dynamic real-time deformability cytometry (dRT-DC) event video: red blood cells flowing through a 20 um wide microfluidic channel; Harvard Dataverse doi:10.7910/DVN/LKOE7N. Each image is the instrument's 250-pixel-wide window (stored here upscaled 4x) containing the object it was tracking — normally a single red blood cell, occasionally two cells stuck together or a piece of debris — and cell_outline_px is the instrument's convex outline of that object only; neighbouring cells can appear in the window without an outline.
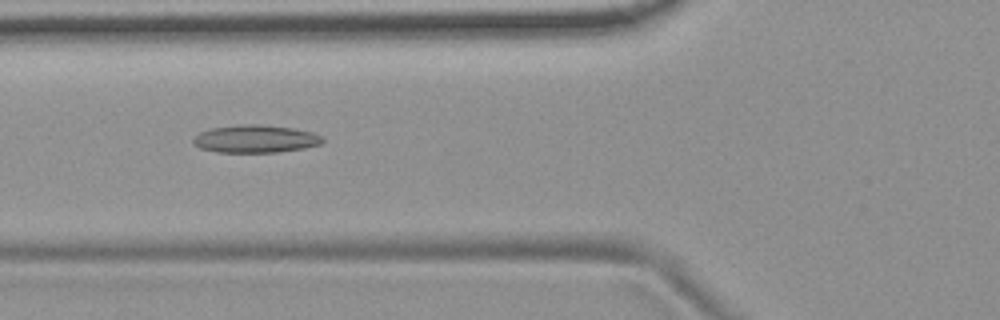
{"species": "common noctule bat (a hibernating species)", "species_latin": "Nyctalus noctula", "temperature_condition": "room temperature", "stored_images_in_passage": 46, "camera_frame_rate_fps": 3000, "um_per_image_px": 0.085, "animal": {"sex": "female", "body_mass_g": 19.9}, "frame": {"image": 1, "passage_image": 12, "time_ms": 3.667, "image_size_px": [1000, 320], "cell_outline_px": [[324, 140], [320, 144], [304, 148], [276, 152], [216, 152], [200, 148], [192, 144], [192, 140], [200, 132], [212, 128], [240, 124], [260, 124], [292, 128], [312, 132], [320, 136]], "centroid_in_image_um": [21.68, 11.8], "position_along_channel_um": 104.1, "area_um2": 20.81}}
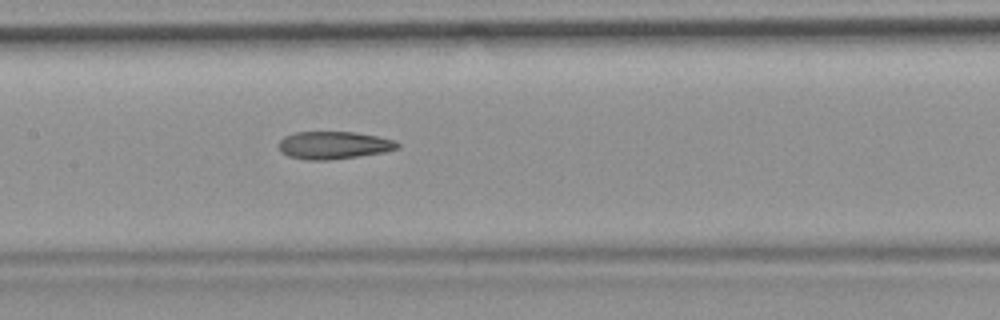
{"frame": {"image": 2, "passage_image": 18, "time_ms": 5.667, "image_size_px": [1000, 320], "cell_outline_px": [[400, 148], [384, 152], [328, 160], [308, 160], [288, 156], [280, 152], [280, 140], [284, 136], [296, 132], [356, 132], [376, 136], [392, 140], [400, 144]], "centroid_in_image_um": [28.35, 12.34], "position_along_channel_um": 179.0, "area_um2": 18.96}}
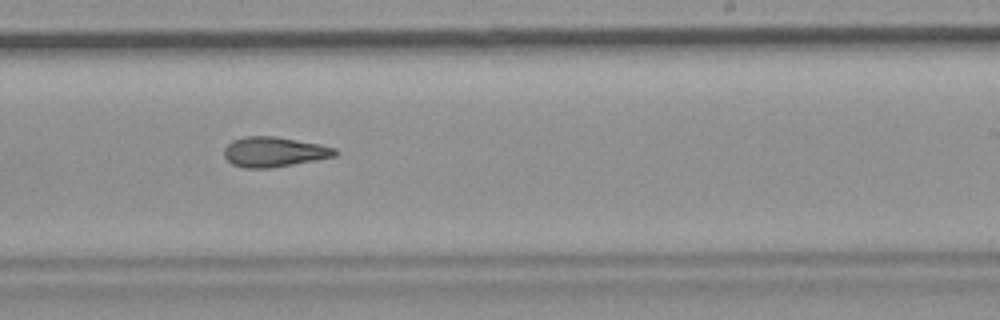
{"frame": {"image": 3, "passage_image": 25, "time_ms": 8.0, "image_size_px": [1000, 320], "cell_outline_px": [[340, 152], [336, 156], [272, 168], [244, 168], [232, 164], [224, 156], [224, 148], [232, 140], [244, 136], [276, 136], [320, 144], [336, 148]], "centroid_in_image_um": [23.3, 12.9], "position_along_channel_um": 265.7, "area_um2": 19.54}, "authors_computed_cell_mechanics": {"area_um2": 19.5653, "velocity_mm_per_s": 3.7357, "shape_relaxation_time_tau1_ms": null, "shape_relaxation_time_tau2_ms": 4.877, "deformation_change_tau1": null, "deformation_change_tau2": 0.1447}}